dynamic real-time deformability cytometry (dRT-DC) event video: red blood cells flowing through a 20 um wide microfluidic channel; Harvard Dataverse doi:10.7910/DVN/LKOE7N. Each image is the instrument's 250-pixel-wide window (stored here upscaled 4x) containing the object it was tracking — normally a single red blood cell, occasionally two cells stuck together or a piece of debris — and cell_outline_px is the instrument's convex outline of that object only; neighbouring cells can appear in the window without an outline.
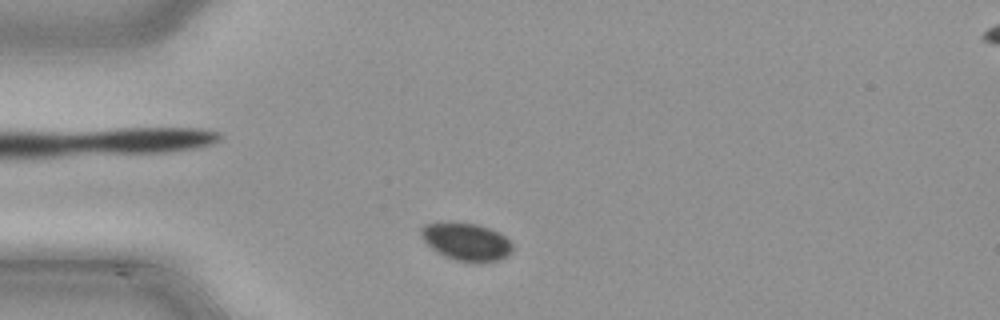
{"species": "common noctule bat (a hibernating species)", "species_latin": "Nyctalus noctula", "temperature_condition": "cold", "stored_images_in_passage": 38, "camera_frame_rate_fps": 3000, "um_per_image_px": 0.085, "animal": {"sex": "male", "body_mass_g": 21.5, "forearm_length_mm": 52.0}, "frame": {"image": 1, "passage_image": 1, "time_ms": 0.0, "image_size_px": [1000, 320], "cell_outline_px": [[512, 252], [508, 256], [500, 260], [476, 264], [456, 260], [444, 256], [436, 252], [420, 236], [420, 228], [424, 224], [448, 220], [452, 220], [476, 224], [500, 232], [512, 244]], "centroid_in_image_um": [39.62, 20.53], "position_along_channel_um": 45.4, "area_um2": 20.75}}
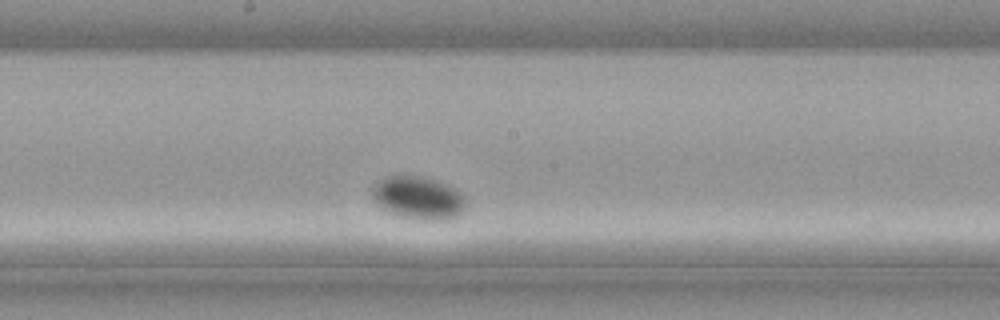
{"frame": {"image": 2, "passage_image": 15, "time_ms": 4.667, "image_size_px": [1000, 320], "cell_outline_px": [[468, 208], [460, 216], [448, 220], [416, 220], [400, 216], [376, 204], [372, 200], [372, 188], [380, 180], [388, 176], [420, 176], [444, 184], [460, 192], [468, 200]], "centroid_in_image_um": [35.62, 16.86], "position_along_channel_um": 212.6, "area_um2": 23.58}}
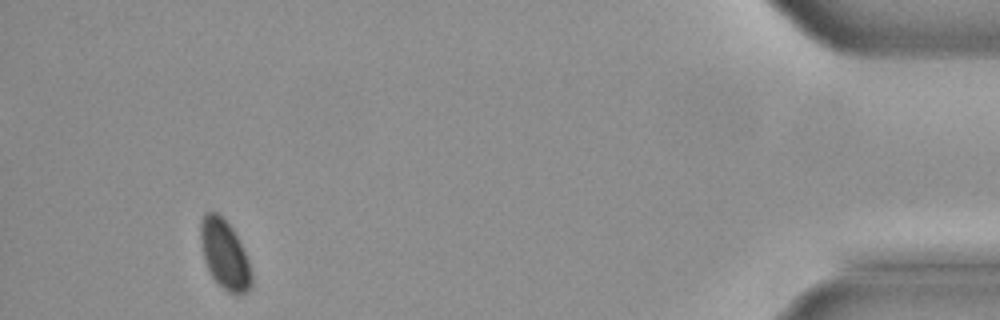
{"frame": {"image": 3, "passage_image": 35, "time_ms": 11.333, "image_size_px": [1000, 320], "cell_outline_px": [[252, 284], [248, 292], [228, 292], [212, 276], [204, 260], [200, 240], [200, 220], [204, 212], [216, 212], [232, 228], [248, 260], [252, 272]], "centroid_in_image_um": [19.07, 21.6], "position_along_channel_um": 416.1, "area_um2": 20.11}}